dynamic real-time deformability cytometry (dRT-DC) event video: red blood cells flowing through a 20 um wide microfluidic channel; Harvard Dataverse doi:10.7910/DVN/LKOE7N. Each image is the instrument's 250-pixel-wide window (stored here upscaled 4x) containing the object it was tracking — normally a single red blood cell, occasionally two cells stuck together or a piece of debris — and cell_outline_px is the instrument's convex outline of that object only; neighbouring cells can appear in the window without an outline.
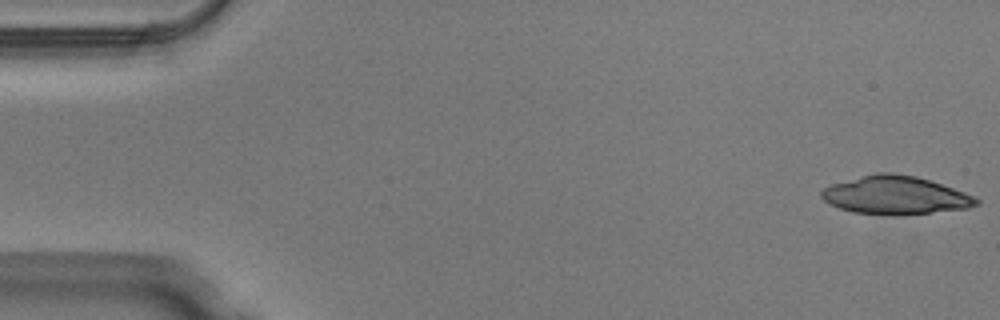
{"species": "Egyptian fruit bat (a non-hibernating species)", "species_latin": "Rousettus aegyptiacus", "temperature_condition": "warm", "stored_images_in_passage": 8, "camera_frame_rate_fps": 3000, "um_per_image_px": 0.085, "animal": {"sex": "male"}, "frame": {"image": 1, "passage_image": 1, "time_ms": 0.0, "image_size_px": [1000, 320], "cell_outline_px": [[980, 204], [968, 208], [932, 212], [852, 212], [828, 204], [820, 196], [820, 192], [824, 188], [832, 184], [860, 176], [876, 172], [892, 172], [916, 176], [976, 196], [980, 200]], "centroid_in_image_um": [76.1, 16.55], "position_along_channel_um": 8.9, "area_um2": 33.47}}